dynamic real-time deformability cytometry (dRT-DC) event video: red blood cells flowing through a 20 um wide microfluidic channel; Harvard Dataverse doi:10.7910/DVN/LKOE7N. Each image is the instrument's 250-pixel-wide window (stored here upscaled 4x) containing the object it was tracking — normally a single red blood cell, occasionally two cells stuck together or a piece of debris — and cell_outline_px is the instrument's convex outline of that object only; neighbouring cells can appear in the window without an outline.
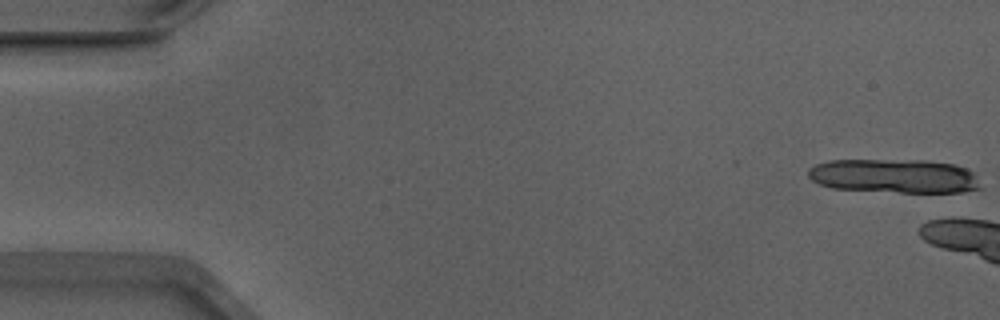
{"species": "Egyptian fruit bat (a non-hibernating species)", "species_latin": "Rousettus aegyptiacus", "temperature_condition": "warm", "stored_images_in_passage": 5, "camera_frame_rate_fps": 3000, "um_per_image_px": 0.085, "animal": {"sex": "male"}, "frame": {"image": 1, "passage_image": 1, "time_ms": 0.0, "image_size_px": [1000, 320], "cell_outline_px": [[984, 188], [964, 192], [900, 192], [832, 188], [820, 184], [812, 180], [808, 176], [808, 168], [816, 164], [828, 160], [928, 160], [956, 164], [972, 172]], "centroid_in_image_um": [76.03, 14.95], "position_along_channel_um": 9.0, "area_um2": 34.33}}